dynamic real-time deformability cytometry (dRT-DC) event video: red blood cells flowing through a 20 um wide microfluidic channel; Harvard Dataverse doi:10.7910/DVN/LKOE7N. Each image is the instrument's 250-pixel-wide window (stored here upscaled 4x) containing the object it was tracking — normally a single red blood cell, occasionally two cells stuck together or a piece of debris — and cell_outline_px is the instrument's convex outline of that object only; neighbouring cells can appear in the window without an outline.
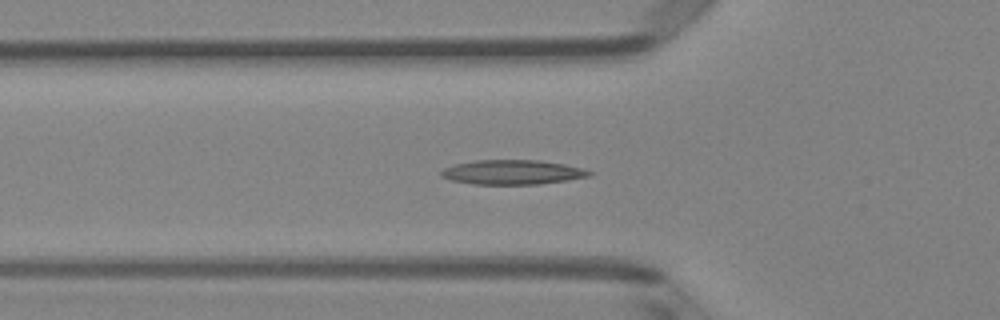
{"species": "Egyptian fruit bat (a non-hibernating species)", "species_latin": "Rousettus aegyptiacus", "temperature_condition": "room temperature", "stored_images_in_passage": 48, "segment_of_instrument_passage": [1, 2], "camera_frame_rate_fps": 3000, "um_per_image_px": 0.085, "animal": {"sex": "female"}, "frame": {"image": 1, "passage_image": 14, "time_ms": 4.333, "image_size_px": [1000, 320], "cell_outline_px": [[596, 172], [592, 176], [568, 180], [540, 184], [472, 184], [452, 180], [440, 176], [440, 172], [444, 168], [452, 164], [476, 160], [540, 160], [564, 164]], "centroid_in_image_um": [43.57, 14.63], "position_along_channel_um": 82.2, "area_um2": 21.33}}
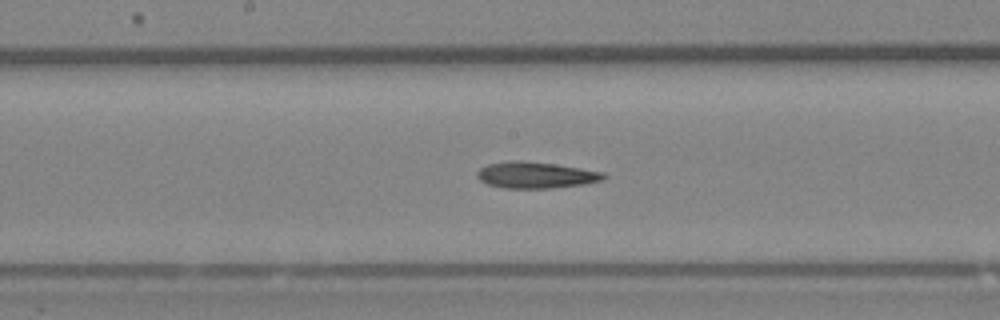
{"frame": {"image": 2, "passage_image": 23, "time_ms": 7.333, "image_size_px": [1000, 320], "cell_outline_px": [[608, 176], [604, 180], [584, 184], [552, 188], [504, 188], [488, 184], [480, 180], [476, 176], [476, 172], [480, 168], [488, 164], [512, 160], [524, 160], [580, 168], [604, 172]], "centroid_in_image_um": [45.55, 14.88], "position_along_channel_um": 202.7, "area_um2": 19.48}}
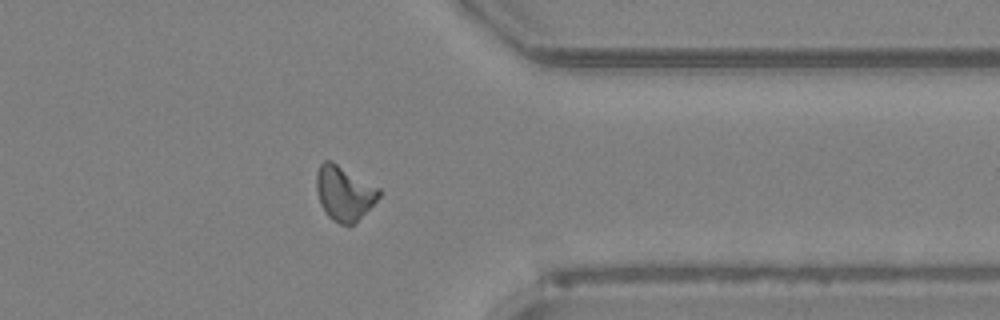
{"frame": {"image": 3, "passage_image": 37, "time_ms": 12.0, "image_size_px": [1000, 320], "cell_outline_px": [[380, 196], [356, 224], [340, 224], [332, 220], [328, 216], [320, 204], [316, 192], [316, 172], [320, 164], [324, 160], [332, 160], [380, 188]], "centroid_in_image_um": [29.24, 16.41], "position_along_channel_um": 382.2, "area_um2": 20.17}}